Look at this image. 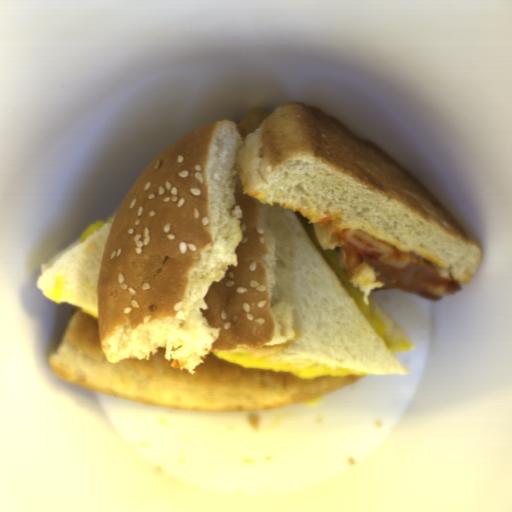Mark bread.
Here are the masks:
<instances>
[{"label": "bread", "instance_id": "2", "mask_svg": "<svg viewBox=\"0 0 512 512\" xmlns=\"http://www.w3.org/2000/svg\"><path fill=\"white\" fill-rule=\"evenodd\" d=\"M277 243V272L269 286L272 303L287 304L293 324L289 341L274 351L354 374L407 371L385 346L358 306L327 267L294 209L267 208Z\"/></svg>", "mask_w": 512, "mask_h": 512}, {"label": "bread", "instance_id": "1", "mask_svg": "<svg viewBox=\"0 0 512 512\" xmlns=\"http://www.w3.org/2000/svg\"><path fill=\"white\" fill-rule=\"evenodd\" d=\"M283 205L433 261L453 280L481 247L388 153L311 103L214 119L176 137L122 200L102 251L96 317L74 309L46 357L59 377L139 402L209 412L300 404L363 375L297 379L216 349L290 341L273 302Z\"/></svg>", "mask_w": 512, "mask_h": 512}, {"label": "bread", "instance_id": "4", "mask_svg": "<svg viewBox=\"0 0 512 512\" xmlns=\"http://www.w3.org/2000/svg\"><path fill=\"white\" fill-rule=\"evenodd\" d=\"M371 302L376 309L377 316L383 325L384 331L390 336L399 338L411 345L406 332L397 323H395L373 299Z\"/></svg>", "mask_w": 512, "mask_h": 512}, {"label": "bread", "instance_id": "3", "mask_svg": "<svg viewBox=\"0 0 512 512\" xmlns=\"http://www.w3.org/2000/svg\"><path fill=\"white\" fill-rule=\"evenodd\" d=\"M113 221H98L72 244L53 254L41 268L37 288L49 300L71 303L97 318L103 251Z\"/></svg>", "mask_w": 512, "mask_h": 512}]
</instances>
